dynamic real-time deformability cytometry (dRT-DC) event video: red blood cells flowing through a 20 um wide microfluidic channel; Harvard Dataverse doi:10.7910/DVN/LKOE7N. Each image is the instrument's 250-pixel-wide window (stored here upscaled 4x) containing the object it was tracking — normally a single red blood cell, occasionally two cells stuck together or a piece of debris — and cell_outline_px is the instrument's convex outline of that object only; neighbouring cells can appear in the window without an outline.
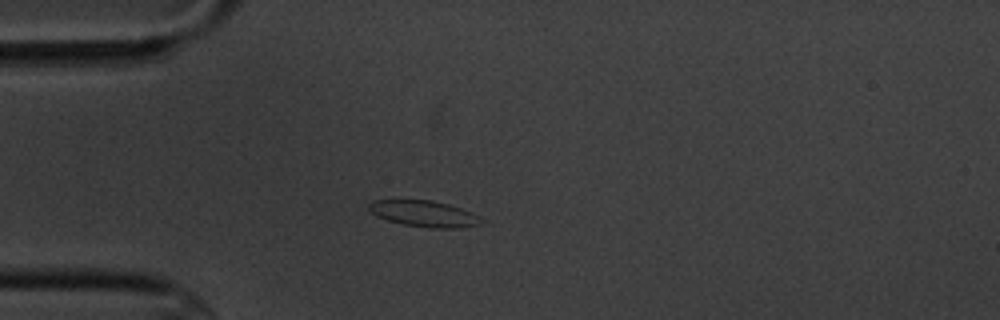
{"species": "common noctule bat (a hibernating species)", "species_latin": "Nyctalus noctula", "temperature_condition": "cold", "stored_images_in_passage": 4, "camera_frame_rate_fps": 3000, "um_per_image_px": 0.085, "animal": {"sex": "male", "body_mass_g": 20.1, "forearm_length_mm": 53.5}, "frame": {"image": 1, "passage_image": 3, "time_ms": 2.333, "image_size_px": [1000, 320], "cell_outline_px": [[484, 224], [456, 228], [428, 228], [404, 224], [388, 220], [376, 216], [368, 208], [368, 204], [372, 200], [432, 200], [448, 204], [472, 212], [480, 216], [484, 220]], "centroid_in_image_um": [36.09, 18.17], "position_along_channel_um": 48.9, "area_um2": 17.22}}